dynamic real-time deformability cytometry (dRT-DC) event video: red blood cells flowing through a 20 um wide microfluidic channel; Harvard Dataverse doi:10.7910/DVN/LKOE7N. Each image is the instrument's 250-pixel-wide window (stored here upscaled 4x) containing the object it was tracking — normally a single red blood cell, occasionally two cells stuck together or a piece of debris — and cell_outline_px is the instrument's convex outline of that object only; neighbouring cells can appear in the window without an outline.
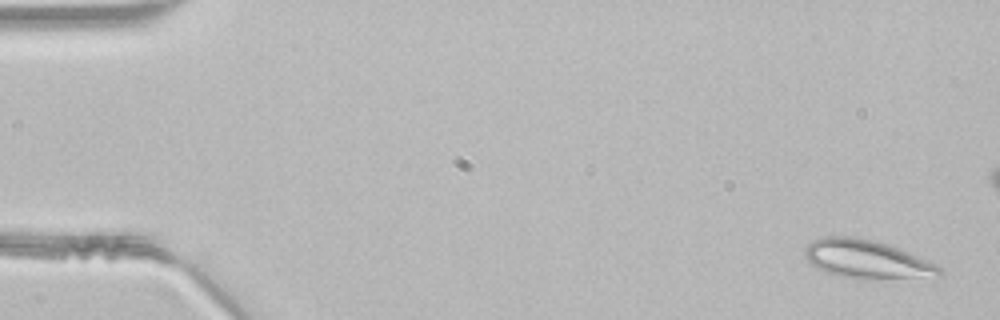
{"species": "common noctule bat (a hibernating species)", "species_latin": "Nyctalus noctula", "temperature_condition": "room temperature", "stored_images_in_passage": 49, "camera_frame_rate_fps": 3000, "um_per_image_px": 0.085, "animal": {"sex": "male", "body_mass_g": 21.5, "forearm_length_mm": 52.0}, "frame": {"image": 1, "passage_image": 2, "time_ms": 0.333, "image_size_px": [1000, 320], "cell_outline_px": [[944, 272], [940, 280], [860, 280], [840, 276], [816, 268], [808, 264], [804, 256], [804, 248], [812, 240], [820, 236], [852, 236], [876, 240], [888, 244], [908, 252], [936, 264]], "centroid_in_image_um": [73.77, 22.1], "position_along_channel_um": 11.2, "area_um2": 31.85}}
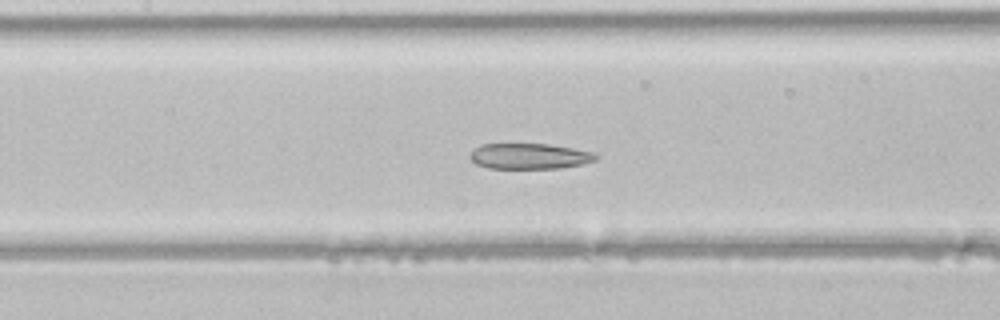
{"frame": {"image": 2, "passage_image": 22, "time_ms": 7.0, "image_size_px": [1000, 320], "cell_outline_px": [[600, 156], [596, 160], [584, 164], [560, 168], [488, 168], [476, 164], [468, 156], [472, 148], [480, 144], [548, 144], [596, 152]], "centroid_in_image_um": [45.01, 13.27], "position_along_channel_um": 162.4, "area_um2": 19.07}}
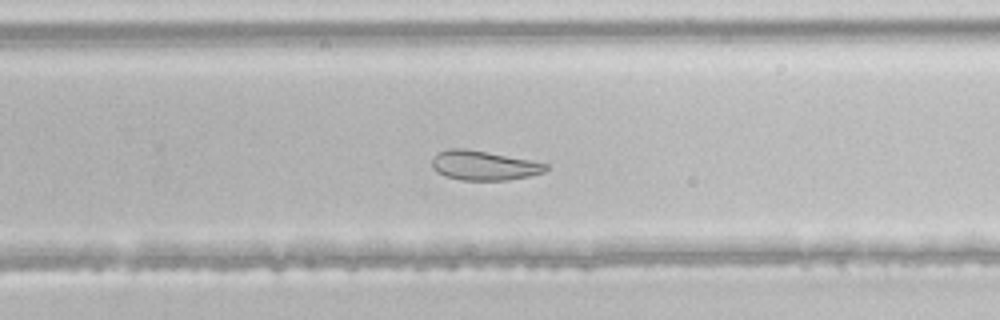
{"frame": {"image": 3, "passage_image": 31, "time_ms": 10.0, "image_size_px": [1000, 320], "cell_outline_px": [[548, 168], [544, 172], [528, 176], [508, 180], [460, 180], [444, 176], [436, 172], [432, 168], [432, 160], [436, 152], [448, 148], [464, 148], [488, 152], [548, 164]], "centroid_in_image_um": [41.06, 14.06], "position_along_channel_um": 288.7, "area_um2": 19.59}}